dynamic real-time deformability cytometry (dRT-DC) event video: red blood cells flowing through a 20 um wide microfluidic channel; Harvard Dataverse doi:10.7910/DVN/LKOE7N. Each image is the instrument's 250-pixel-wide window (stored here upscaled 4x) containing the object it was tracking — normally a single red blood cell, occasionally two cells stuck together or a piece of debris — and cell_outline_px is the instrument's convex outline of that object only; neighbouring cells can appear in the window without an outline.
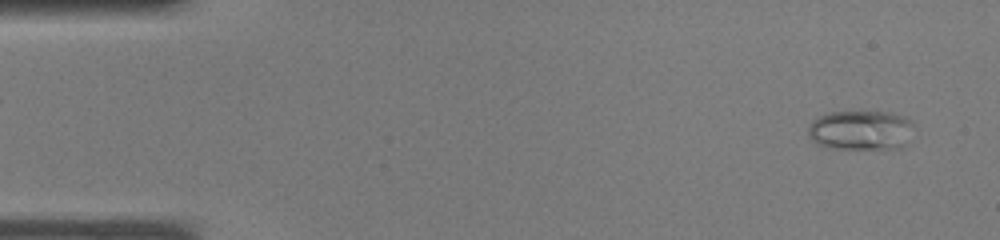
{"species": "common noctule bat (a hibernating species)", "species_latin": "Nyctalus noctula", "temperature_condition": "warm", "stored_images_in_passage": 37, "camera_frame_rate_fps": 3000, "um_per_image_px": 0.085, "animal": {"sex": "male", "body_mass_g": 19.0, "forearm_length_mm": 50.8}, "frame": {"image": 1, "passage_image": 2, "time_ms": 0.333, "image_size_px": [1000, 240], "cell_outline_px": [[912, 124], [904, 144], [900, 148], [828, 148], [816, 144], [812, 140], [808, 132], [808, 128], [812, 120], [828, 112], [888, 112], [908, 116], [912, 120]], "centroid_in_image_um": [73.12, 11.05], "position_along_channel_um": 11.9, "area_um2": 24.22}}
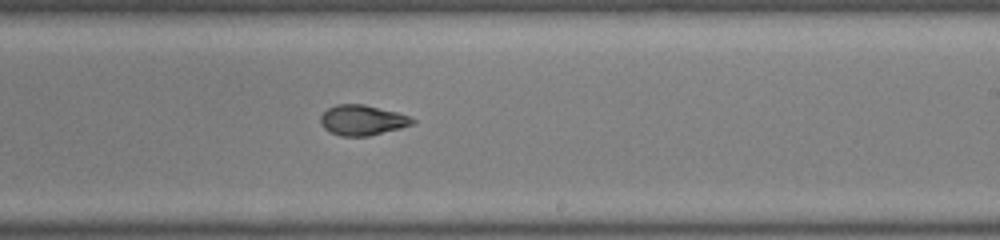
{"frame": {"image": 2, "passage_image": 22, "time_ms": 7.0, "image_size_px": [1000, 240], "cell_outline_px": [[416, 124], [368, 136], [340, 136], [324, 128], [320, 124], [320, 116], [328, 108], [336, 104], [364, 104], [396, 112], [408, 116], [416, 120]], "centroid_in_image_um": [30.8, 10.21], "position_along_channel_um": 258.2, "area_um2": 16.18}}
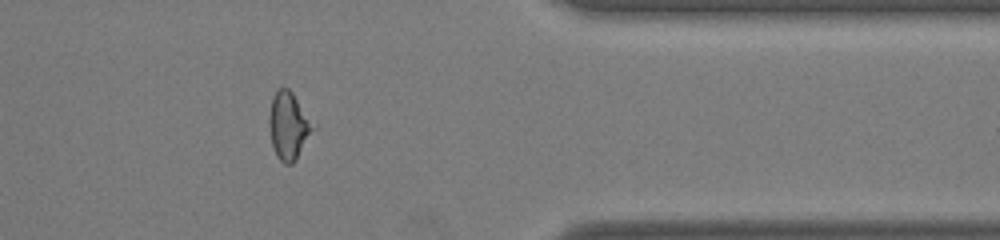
{"frame": {"image": 3, "passage_image": 30, "time_ms": 9.667, "image_size_px": [1000, 240], "cell_outline_px": [[316, 128], [296, 160], [292, 164], [284, 164], [276, 156], [272, 144], [268, 124], [268, 120], [272, 96], [280, 88], [288, 88], [292, 92], [316, 124]], "centroid_in_image_um": [24.56, 10.7], "position_along_channel_um": 386.8, "area_um2": 17.57}}